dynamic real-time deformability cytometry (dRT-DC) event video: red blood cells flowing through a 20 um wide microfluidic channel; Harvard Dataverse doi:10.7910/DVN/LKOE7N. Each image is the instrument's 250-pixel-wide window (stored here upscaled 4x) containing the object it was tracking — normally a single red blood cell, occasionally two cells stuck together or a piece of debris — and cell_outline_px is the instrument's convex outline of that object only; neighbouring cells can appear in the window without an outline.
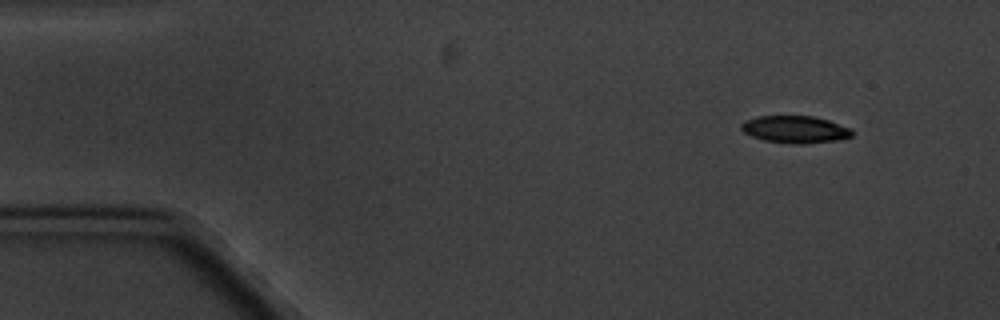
{"species": "common noctule bat (a hibernating species)", "species_latin": "Nyctalus noctula", "temperature_condition": "cold", "stored_images_in_passage": 4, "camera_frame_rate_fps": 3000, "um_per_image_px": 0.085, "animal": {"sex": "male", "body_mass_g": 20.1, "forearm_length_mm": 53.5}, "frame": {"image": 1, "passage_image": 1, "time_ms": 0.0, "image_size_px": [1000, 320], "cell_outline_px": [[852, 136], [836, 140], [804, 144], [792, 144], [764, 140], [752, 136], [744, 132], [740, 128], [740, 124], [744, 120], [756, 116], [812, 116], [828, 120], [852, 128]], "centroid_in_image_um": [67.56, 10.99], "position_along_channel_um": 17.4, "area_um2": 17.63}}
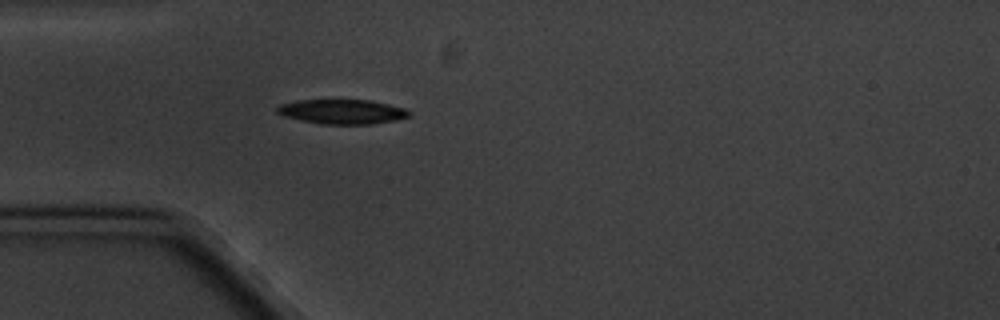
{"frame": {"image": 2, "passage_image": 4, "time_ms": 3.667, "image_size_px": [1000, 320], "cell_outline_px": [[412, 112], [408, 116], [396, 120], [368, 124], [320, 124], [300, 120], [284, 116], [276, 112], [276, 108], [280, 104], [296, 100], [368, 100], [388, 104], [404, 108]], "centroid_in_image_um": [29.05, 9.49], "position_along_channel_um": 55.9, "area_um2": 18.84}}